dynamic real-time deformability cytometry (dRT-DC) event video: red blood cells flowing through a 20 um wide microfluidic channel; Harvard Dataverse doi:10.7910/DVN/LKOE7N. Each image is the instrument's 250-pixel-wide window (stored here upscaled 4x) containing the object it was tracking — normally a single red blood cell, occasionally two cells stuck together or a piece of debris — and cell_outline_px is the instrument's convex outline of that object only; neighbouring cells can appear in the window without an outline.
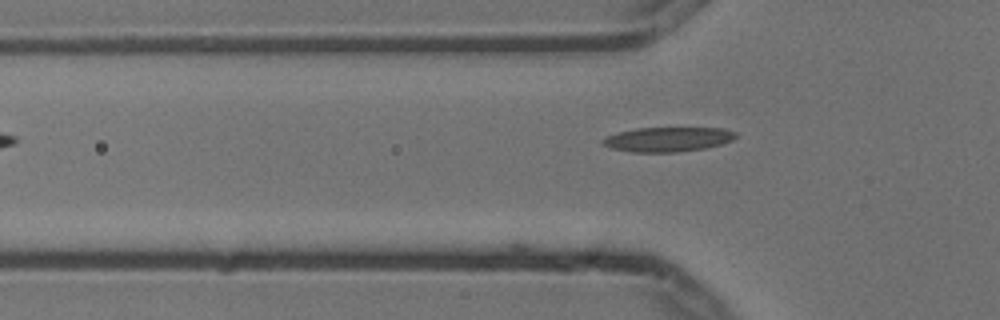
{"species": "common noctule bat (a hibernating species)", "species_latin": "Nyctalus noctula", "temperature_condition": "cold", "stored_images_in_passage": 8, "camera_frame_rate_fps": 3000, "um_per_image_px": 0.085, "animal": {"sex": "male", "body_mass_g": 13.3}, "frame": {"image": 1, "passage_image": 7, "time_ms": 2.0, "image_size_px": [1000, 320], "cell_outline_px": [[736, 136], [732, 140], [720, 144], [704, 148], [676, 152], [628, 152], [612, 148], [600, 144], [600, 140], [616, 132], [636, 128], [724, 128], [736, 132]], "centroid_in_image_um": [56.71, 11.84], "position_along_channel_um": 69.1, "area_um2": 19.07}}
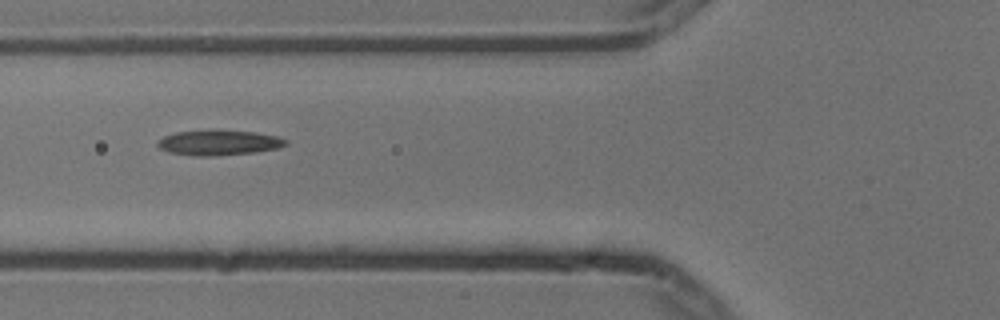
{"frame": {"image": 2, "passage_image": 8, "time_ms": 2.333, "image_size_px": [1000, 320], "cell_outline_px": [[288, 144], [276, 148], [256, 152], [208, 156], [196, 156], [168, 152], [160, 148], [156, 144], [156, 140], [164, 136], [176, 132], [256, 132], [280, 136], [288, 140]], "centroid_in_image_um": [18.61, 12.15], "position_along_channel_um": 107.2, "area_um2": 18.21}}